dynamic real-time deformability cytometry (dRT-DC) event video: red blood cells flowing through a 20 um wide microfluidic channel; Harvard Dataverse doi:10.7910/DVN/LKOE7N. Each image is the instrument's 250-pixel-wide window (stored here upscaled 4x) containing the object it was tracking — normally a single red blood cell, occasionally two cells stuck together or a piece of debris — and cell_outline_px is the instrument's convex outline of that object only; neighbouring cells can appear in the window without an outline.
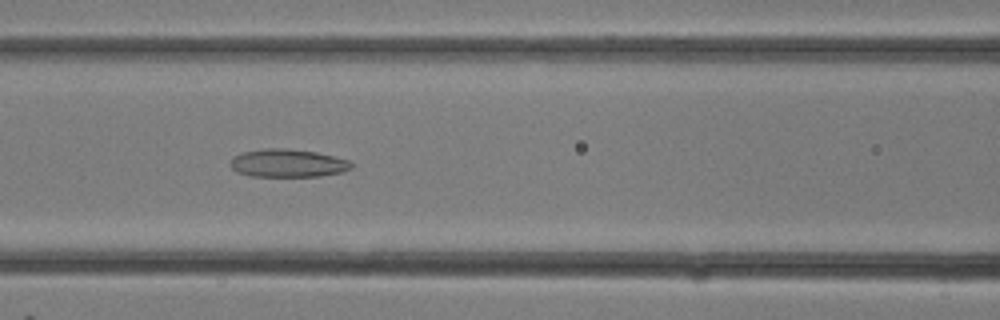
{"species": "common noctule bat (a hibernating species)", "species_latin": "Nyctalus noctula", "temperature_condition": "room temperature", "stored_images_in_passage": 29, "camera_frame_rate_fps": 3000, "um_per_image_px": 0.085, "animal": {"sex": "female"}, "frame": {"image": 1, "passage_image": 13, "time_ms": 4.0, "image_size_px": [1000, 320], "cell_outline_px": [[352, 168], [340, 172], [320, 176], [248, 176], [236, 172], [228, 164], [232, 156], [244, 152], [264, 148], [284, 148], [316, 152], [348, 160], [352, 164]], "centroid_in_image_um": [24.39, 13.87], "position_along_channel_um": 142.2, "area_um2": 19.77}}
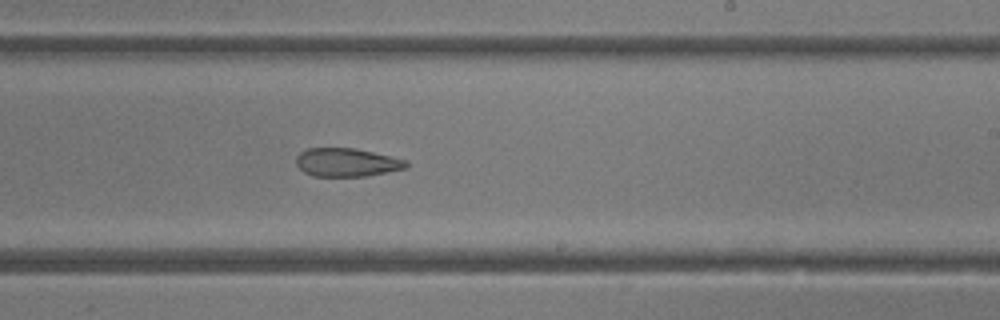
{"frame": {"image": 2, "passage_image": 18, "time_ms": 5.667, "image_size_px": [1000, 320], "cell_outline_px": [[408, 168], [368, 176], [312, 176], [304, 172], [296, 164], [296, 156], [300, 152], [308, 148], [356, 148], [404, 160], [408, 164]], "centroid_in_image_um": [29.45, 13.81], "position_along_channel_um": 259.6, "area_um2": 18.15}}
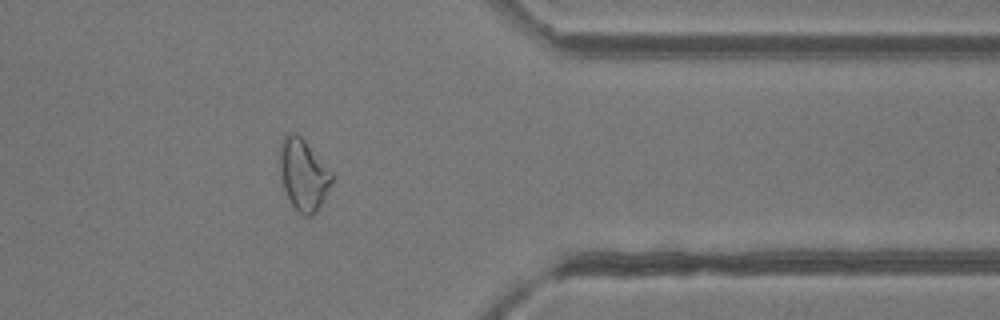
{"frame": {"image": 3, "passage_image": 24, "time_ms": 7.667, "image_size_px": [1000, 320], "cell_outline_px": [[332, 184], [316, 212], [312, 216], [304, 216], [296, 212], [288, 200], [284, 188], [280, 172], [280, 144], [284, 136], [288, 132], [296, 132], [304, 140], [332, 172]], "centroid_in_image_um": [25.77, 14.87], "position_along_channel_um": 385.6, "area_um2": 21.68}}